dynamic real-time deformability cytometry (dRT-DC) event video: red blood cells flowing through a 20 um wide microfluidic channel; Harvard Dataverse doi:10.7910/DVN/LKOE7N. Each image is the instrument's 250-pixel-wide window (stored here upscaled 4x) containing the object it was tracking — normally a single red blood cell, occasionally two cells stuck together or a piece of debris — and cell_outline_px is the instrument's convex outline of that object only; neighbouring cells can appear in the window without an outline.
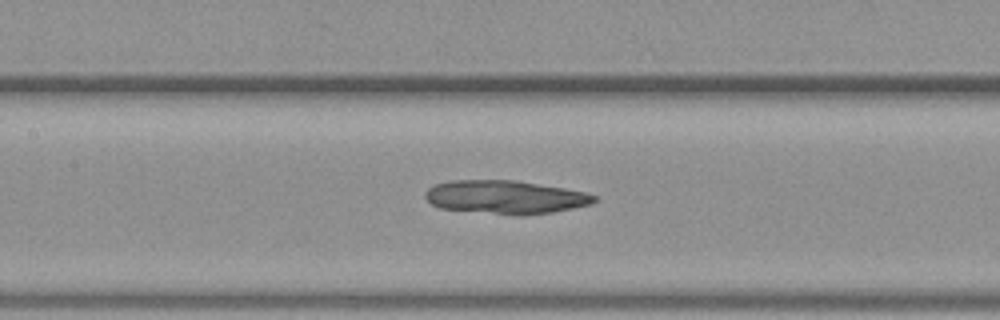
{"species": "common noctule bat (a hibernating species)", "species_latin": "Nyctalus noctula", "temperature_condition": "warm", "stored_images_in_passage": 45, "camera_frame_rate_fps": 3000, "um_per_image_px": 0.085, "animal": {"sex": "female", "body_mass_g": 19.3, "forearm_length_mm": 54.1}, "frame": {"image": 1, "passage_image": 23, "time_ms": 7.333, "image_size_px": [1000, 320], "cell_outline_px": [[596, 200], [592, 204], [552, 212], [524, 216], [516, 216], [440, 208], [432, 204], [424, 196], [424, 192], [428, 188], [436, 184], [448, 180], [516, 180], [564, 188], [584, 192], [596, 196]], "centroid_in_image_um": [42.94, 16.76], "position_along_channel_um": 164.5, "area_um2": 33.06}}
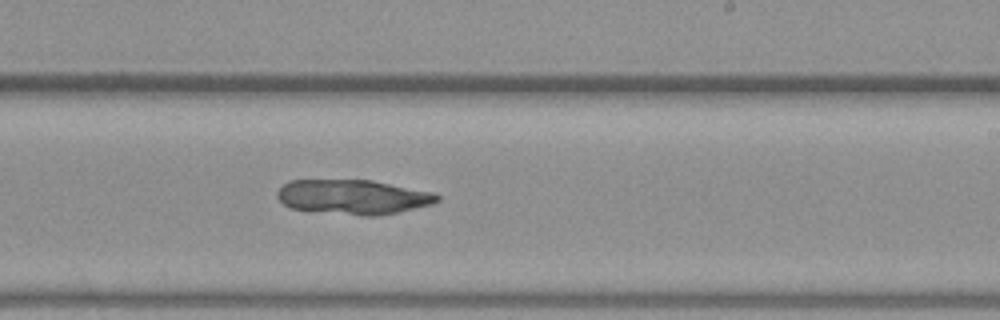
{"frame": {"image": 2, "passage_image": 30, "time_ms": 9.667, "image_size_px": [1000, 320], "cell_outline_px": [[440, 200], [432, 204], [396, 212], [376, 216], [364, 216], [288, 208], [276, 196], [276, 192], [288, 180], [372, 180], [432, 192], [440, 196]], "centroid_in_image_um": [29.99, 16.73], "position_along_channel_um": 259.0, "area_um2": 32.14}}
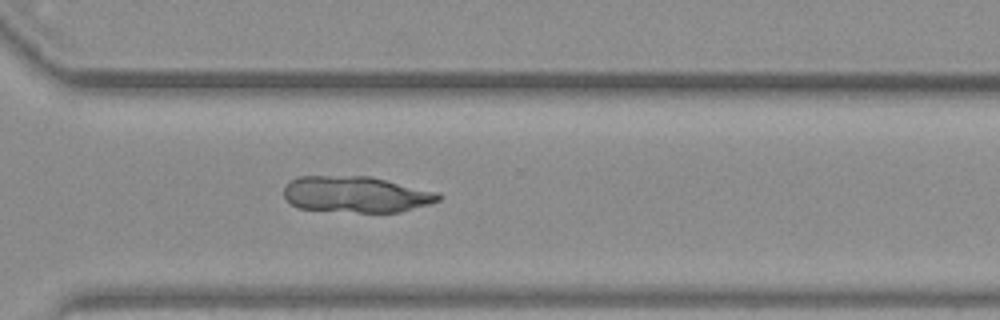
{"frame": {"image": 3, "passage_image": 36, "time_ms": 11.667, "image_size_px": [1000, 320], "cell_outline_px": [[444, 196], [440, 200], [428, 204], [400, 212], [356, 212], [296, 208], [284, 196], [284, 184], [300, 176], [368, 176], [440, 192]], "centroid_in_image_um": [30.28, 16.52], "position_along_channel_um": 340.3, "area_um2": 32.66}}